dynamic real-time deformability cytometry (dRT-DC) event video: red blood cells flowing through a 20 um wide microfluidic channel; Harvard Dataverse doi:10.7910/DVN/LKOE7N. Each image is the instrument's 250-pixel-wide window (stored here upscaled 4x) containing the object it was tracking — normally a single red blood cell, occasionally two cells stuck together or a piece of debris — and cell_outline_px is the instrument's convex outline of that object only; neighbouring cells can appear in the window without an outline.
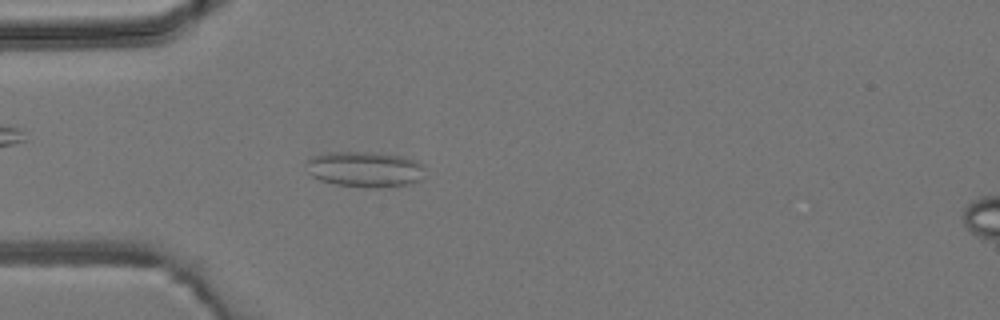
{"species": "common noctule bat (a hibernating species)", "species_latin": "Nyctalus noctula", "temperature_condition": "room temperature", "stored_images_in_passage": 4, "camera_frame_rate_fps": 3000, "um_per_image_px": 0.085, "animal": {"sex": "male", "body_mass_g": 19.2, "forearm_length_mm": 51.8}, "frame": {"image": 1, "passage_image": 3, "time_ms": 2.333, "image_size_px": [1000, 320], "cell_outline_px": [[424, 180], [412, 184], [376, 188], [336, 184], [320, 180], [312, 176], [308, 172], [308, 160], [312, 156], [328, 152], [372, 152], [404, 156], [416, 160], [424, 164]], "centroid_in_image_um": [31.1, 14.39], "position_along_channel_um": 53.9, "area_um2": 24.91}}